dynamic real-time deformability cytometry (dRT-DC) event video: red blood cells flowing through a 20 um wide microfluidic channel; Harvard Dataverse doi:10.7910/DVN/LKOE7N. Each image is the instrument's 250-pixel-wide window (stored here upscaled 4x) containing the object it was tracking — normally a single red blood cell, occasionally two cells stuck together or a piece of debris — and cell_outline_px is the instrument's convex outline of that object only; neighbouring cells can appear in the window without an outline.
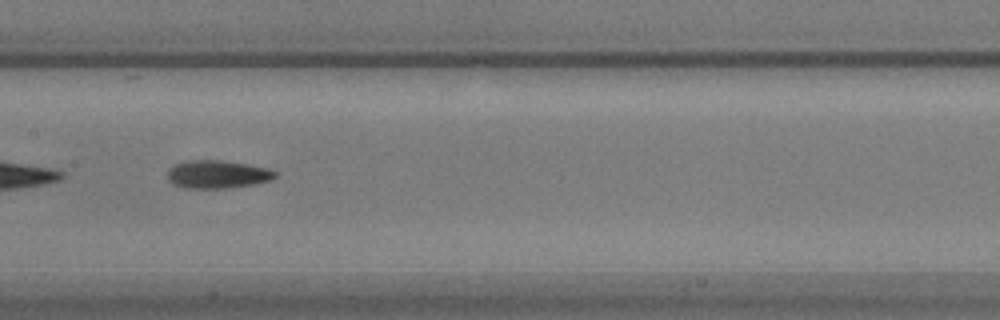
{"species": "common noctule bat (a hibernating species)", "species_latin": "Nyctalus noctula", "temperature_condition": "warm", "stored_images_in_passage": 42, "camera_frame_rate_fps": 3000, "um_per_image_px": 0.085, "animal": {"sex": "male", "body_mass_g": 17.9}, "frame": {"image": 1, "passage_image": 13, "time_ms": 4.0, "image_size_px": [1000, 320], "cell_outline_px": [[276, 176], [272, 180], [256, 184], [228, 188], [184, 188], [172, 184], [168, 180], [168, 168], [176, 164], [188, 160], [220, 160], [248, 164], [268, 168], [276, 172]], "centroid_in_image_um": [18.48, 14.82], "position_along_channel_um": 188.9, "area_um2": 17.74}}
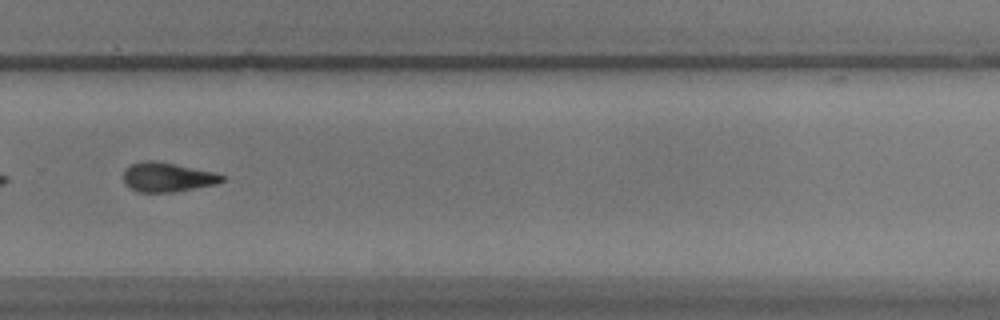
{"frame": {"image": 2, "passage_image": 24, "time_ms": 7.667, "image_size_px": [1000, 320], "cell_outline_px": [[224, 180], [216, 184], [172, 192], [136, 192], [124, 180], [124, 172], [132, 164], [144, 160], [152, 160], [212, 172], [224, 176]], "centroid_in_image_um": [14.22, 15.07], "position_along_channel_um": 315.6, "area_um2": 16.3}}
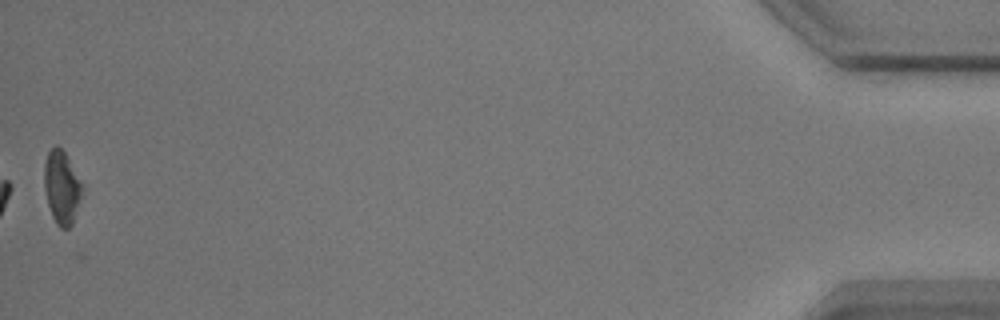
{"frame": {"image": 3, "passage_image": 42, "time_ms": 13.667, "image_size_px": [1000, 320], "cell_outline_px": [[84, 184], [72, 224], [68, 228], [60, 228], [56, 224], [52, 216], [48, 204], [44, 188], [44, 164], [48, 152], [56, 144], [64, 152]], "centroid_in_image_um": [5.24, 15.91], "position_along_channel_um": 430.0, "area_um2": 16.07}, "authors_computed_cell_mechanics": {"area_um2": 17.2533, "velocity_mm_per_s": 3.4657, "shape_relaxation_time_tau1_ms": 3.8157, "shape_relaxation_time_tau2_ms": 9.9768, "deformation_change_tau1": 0.1351, "deformation_change_tau2": 0.21}}